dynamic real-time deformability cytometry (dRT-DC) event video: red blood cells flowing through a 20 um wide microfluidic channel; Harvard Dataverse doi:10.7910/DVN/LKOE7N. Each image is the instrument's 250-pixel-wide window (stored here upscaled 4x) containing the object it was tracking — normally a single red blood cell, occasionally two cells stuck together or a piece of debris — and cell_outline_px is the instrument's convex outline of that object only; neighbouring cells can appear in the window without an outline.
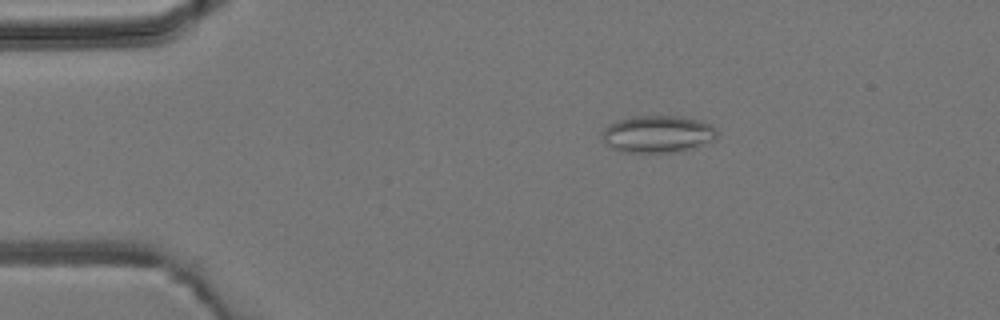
{"species": "common noctule bat (a hibernating species)", "species_latin": "Nyctalus noctula", "temperature_condition": "room temperature", "stored_images_in_passage": 5, "camera_frame_rate_fps": 3000, "um_per_image_px": 0.085, "animal": {"sex": "male", "body_mass_g": 19.2, "forearm_length_mm": 51.8}, "frame": {"image": 1, "passage_image": 3, "time_ms": 2.333, "image_size_px": [1000, 320], "cell_outline_px": [[716, 140], [692, 148], [676, 152], [620, 152], [604, 144], [600, 132], [608, 124], [616, 120], [636, 116], [680, 116], [700, 120], [716, 128]], "centroid_in_image_um": [55.86, 11.39], "position_along_channel_um": 29.1, "area_um2": 25.14}}